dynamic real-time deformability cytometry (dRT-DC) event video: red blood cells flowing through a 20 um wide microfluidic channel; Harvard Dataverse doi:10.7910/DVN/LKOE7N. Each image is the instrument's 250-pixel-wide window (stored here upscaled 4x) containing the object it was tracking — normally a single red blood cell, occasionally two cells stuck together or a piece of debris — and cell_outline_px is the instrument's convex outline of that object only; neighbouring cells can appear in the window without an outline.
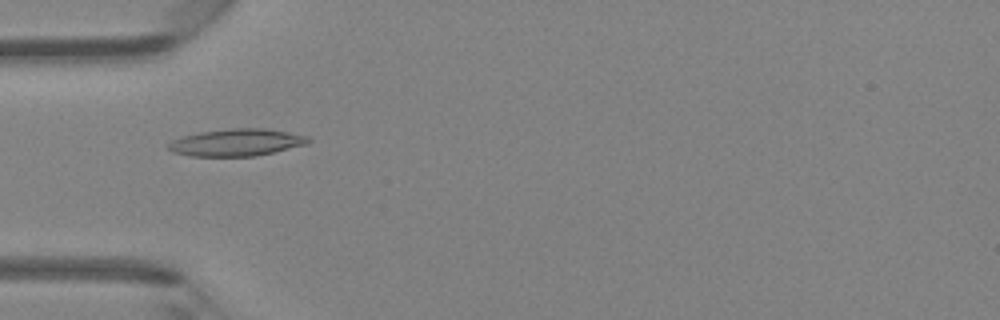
{"species": "Egyptian fruit bat (a non-hibernating species)", "species_latin": "Rousettus aegyptiacus", "temperature_condition": "room temperature", "stored_images_in_passage": 47, "camera_frame_rate_fps": 3000, "um_per_image_px": 0.085, "animal": {"sex": "female"}, "frame": {"image": 1, "passage_image": 15, "time_ms": 4.667, "image_size_px": [1000, 320], "cell_outline_px": [[312, 140], [308, 144], [256, 156], [192, 156], [172, 152], [168, 148], [168, 144], [172, 140], [184, 136], [200, 132], [232, 128], [268, 128], [308, 136]], "centroid_in_image_um": [20.15, 12.1], "position_along_channel_um": 64.9, "area_um2": 22.14}}
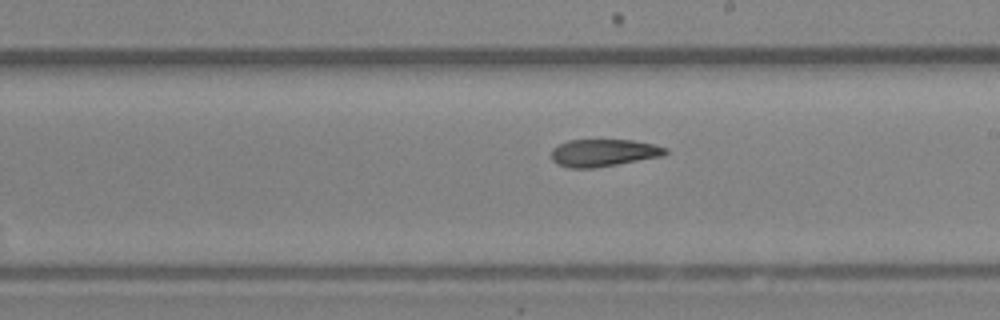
{"frame": {"image": 2, "passage_image": 27, "time_ms": 8.667, "image_size_px": [1000, 320], "cell_outline_px": [[668, 152], [660, 156], [616, 164], [592, 168], [568, 168], [556, 164], [552, 160], [552, 148], [568, 140], [632, 140], [652, 144], [668, 148]], "centroid_in_image_um": [51.25, 12.98], "position_along_channel_um": 237.7, "area_um2": 17.98}}
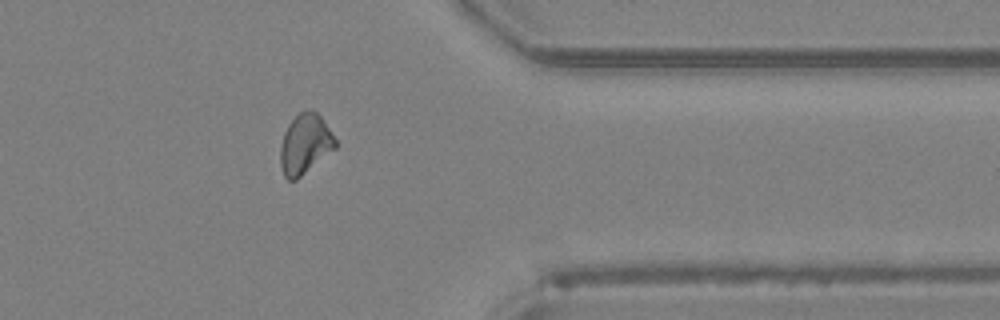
{"frame": {"image": 3, "passage_image": 38, "time_ms": 12.333, "image_size_px": [1000, 320], "cell_outline_px": [[336, 148], [296, 180], [288, 180], [284, 176], [280, 164], [280, 148], [284, 132], [288, 124], [300, 112], [312, 108], [324, 120], [336, 140]], "centroid_in_image_um": [25.92, 12.24], "position_along_channel_um": 385.5, "area_um2": 19.19}, "authors_computed_cell_mechanics": {"area_um2": 19.5364, "velocity_mm_per_s": 4.3568, "shape_relaxation_time_tau1_ms": null, "shape_relaxation_time_tau2_ms": 3.6429, "deformation_change_tau1": null, "deformation_change_tau2": 0.1095}}